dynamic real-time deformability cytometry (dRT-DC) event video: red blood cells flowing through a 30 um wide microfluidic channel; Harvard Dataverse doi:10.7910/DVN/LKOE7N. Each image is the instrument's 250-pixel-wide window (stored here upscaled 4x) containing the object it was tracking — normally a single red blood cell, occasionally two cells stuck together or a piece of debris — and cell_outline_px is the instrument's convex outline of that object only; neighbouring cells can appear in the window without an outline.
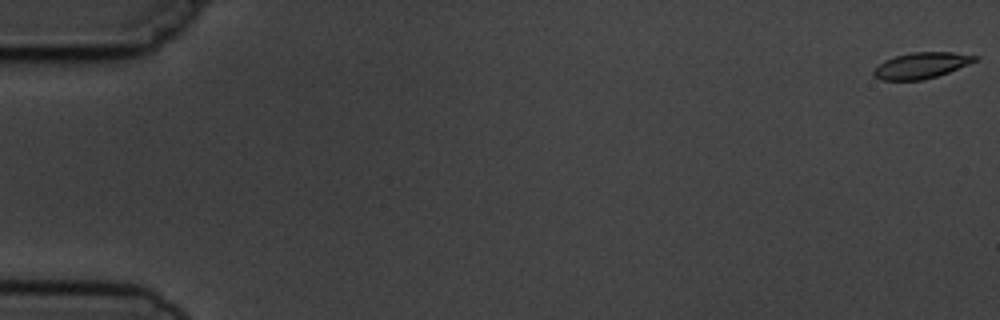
{"species": "common noctule bat (a hibernating species)", "species_latin": "Nyctalus noctula", "temperature_condition": "cold", "stored_images_in_passage": 5, "camera_frame_rate_fps": 3000, "um_per_image_px": 0.085, "animal": {"sex": "male", "body_mass_g": 19.5, "forearm_length_mm": 54.6}, "frame": {"image": 1, "passage_image": 1, "time_ms": 0.0, "image_size_px": [1000, 320], "cell_outline_px": [[980, 56], [976, 60], [968, 64], [948, 72], [936, 76], [920, 80], [880, 80], [872, 76], [872, 72], [884, 60], [896, 56], [912, 52], [952, 52]], "centroid_in_image_um": [78.28, 5.56], "position_along_channel_um": 6.7, "area_um2": 15.2}}
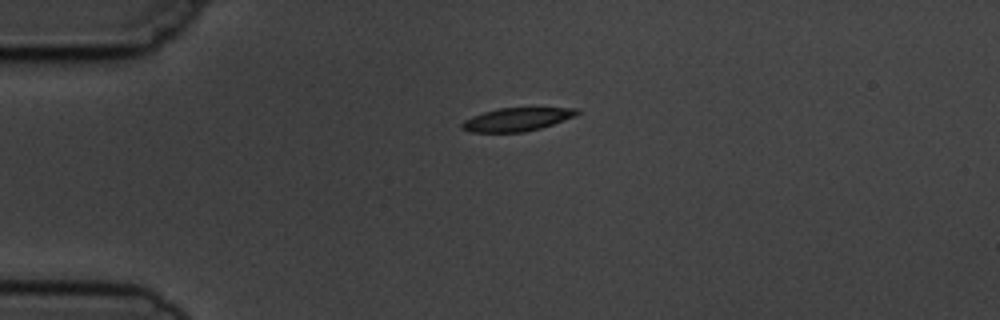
{"frame": {"image": 2, "passage_image": 4, "time_ms": 4.333, "image_size_px": [1000, 320], "cell_outline_px": [[580, 112], [576, 116], [540, 128], [524, 132], [472, 132], [460, 128], [460, 124], [464, 120], [472, 116], [496, 108], [580, 108]], "centroid_in_image_um": [43.92, 10.15], "position_along_channel_um": 41.1, "area_um2": 15.61}}